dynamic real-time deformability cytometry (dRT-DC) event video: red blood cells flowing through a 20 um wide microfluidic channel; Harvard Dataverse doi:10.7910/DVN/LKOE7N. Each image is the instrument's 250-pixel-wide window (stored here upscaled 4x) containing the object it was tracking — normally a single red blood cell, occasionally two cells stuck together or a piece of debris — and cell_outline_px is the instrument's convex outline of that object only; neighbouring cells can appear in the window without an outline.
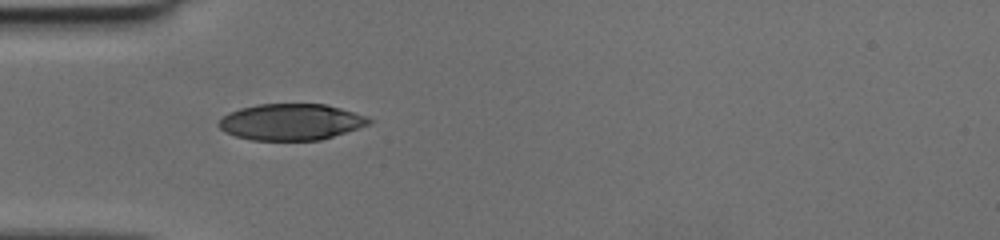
{"species": "human", "species_latin": "Homo sapiens", "temperature_condition": "cold", "stored_images_in_passage": 34, "camera_frame_rate_fps": 3000, "um_per_image_px": 0.085, "donor": {"sex": "female"}, "frame": {"image": 1, "passage_image": 1, "time_ms": 0.0, "image_size_px": [1000, 240], "cell_outline_px": [[372, 120], [368, 124], [320, 140], [252, 140], [236, 136], [224, 132], [220, 128], [220, 120], [228, 112], [240, 108], [260, 104], [324, 104], [340, 108], [368, 116]], "centroid_in_image_um": [24.72, 10.36], "position_along_channel_um": 60.3, "area_um2": 31.44}}
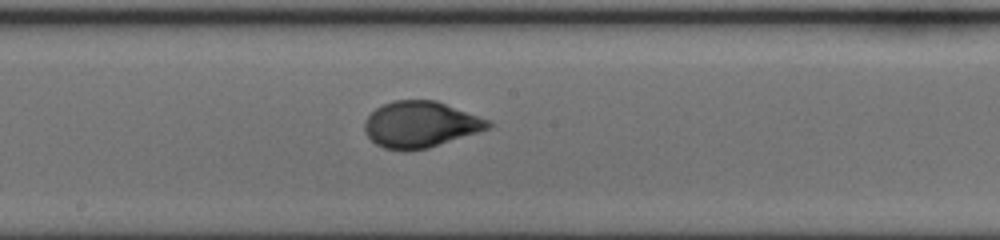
{"frame": {"image": 2, "passage_image": 12, "time_ms": 3.667, "image_size_px": [1000, 240], "cell_outline_px": [[492, 124], [488, 128], [428, 148], [404, 152], [400, 152], [384, 148], [376, 144], [368, 136], [364, 128], [364, 120], [376, 108], [392, 100], [436, 100], [488, 120]], "centroid_in_image_um": [35.67, 10.59], "position_along_channel_um": 212.5, "area_um2": 33.0}}
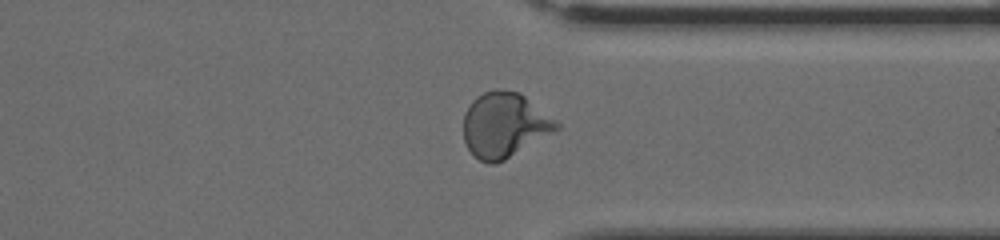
{"frame": {"image": 3, "passage_image": 23, "time_ms": 7.333, "image_size_px": [1000, 240], "cell_outline_px": [[560, 128], [504, 160], [496, 164], [488, 164], [472, 156], [464, 140], [464, 112], [472, 100], [476, 96], [484, 92], [496, 88], [504, 88], [520, 92], [556, 120], [560, 124]], "centroid_in_image_um": [42.85, 10.61], "position_along_channel_um": 368.6, "area_um2": 35.37}}